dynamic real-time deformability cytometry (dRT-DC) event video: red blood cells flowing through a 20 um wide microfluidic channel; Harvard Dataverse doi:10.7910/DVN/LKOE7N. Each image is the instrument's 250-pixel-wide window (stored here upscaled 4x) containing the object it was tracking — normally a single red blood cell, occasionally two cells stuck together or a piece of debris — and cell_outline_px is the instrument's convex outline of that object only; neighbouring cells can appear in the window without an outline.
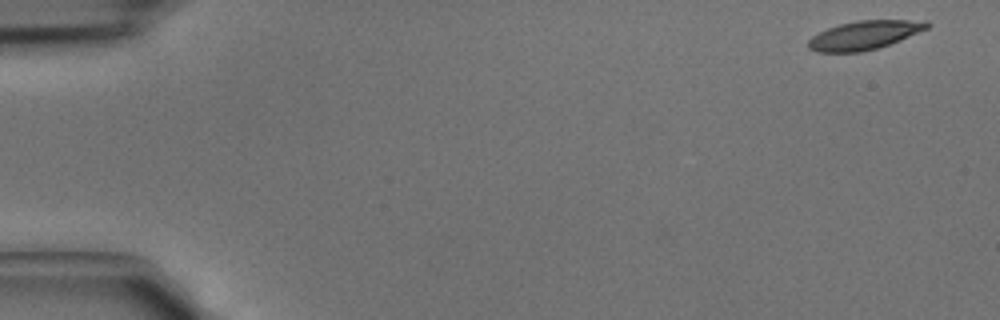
{"species": "common noctule bat (a hibernating species)", "species_latin": "Nyctalus noctula", "temperature_condition": "cold", "stored_images_in_passage": 5, "camera_frame_rate_fps": 3000, "um_per_image_px": 0.085, "animal": {"sex": "male", "body_mass_g": 15.6}, "frame": {"image": 1, "passage_image": 1, "time_ms": 0.0, "image_size_px": [1000, 320], "cell_outline_px": [[932, 24], [928, 28], [900, 40], [876, 48], [860, 52], [816, 52], [808, 48], [808, 40], [812, 36], [828, 28], [840, 24], [856, 20], [928, 20]], "centroid_in_image_um": [73.48, 2.98], "position_along_channel_um": 11.5, "area_um2": 19.83}}